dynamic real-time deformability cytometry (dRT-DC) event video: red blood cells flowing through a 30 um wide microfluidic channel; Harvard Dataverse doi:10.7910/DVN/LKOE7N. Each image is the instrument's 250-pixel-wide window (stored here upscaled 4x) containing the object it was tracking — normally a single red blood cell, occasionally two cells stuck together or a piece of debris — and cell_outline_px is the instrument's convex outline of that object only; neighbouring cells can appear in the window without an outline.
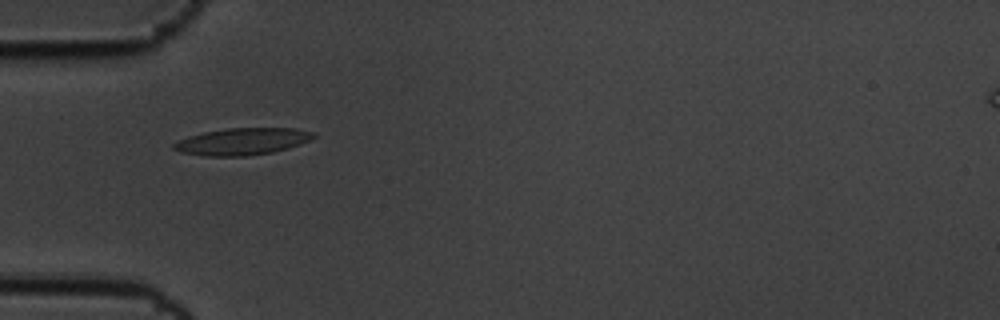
{"species": "common noctule bat (a hibernating species)", "species_latin": "Nyctalus noctula", "temperature_condition": "cold", "stored_images_in_passage": 6, "camera_frame_rate_fps": 3000, "um_per_image_px": 0.085, "animal": {"sex": "male", "body_mass_g": 19.5, "forearm_length_mm": 54.6}, "frame": {"image": 1, "passage_image": 6, "time_ms": 1.667, "image_size_px": [1000, 320], "cell_outline_px": [[316, 136], [300, 144], [288, 148], [272, 152], [244, 156], [204, 156], [180, 152], [172, 148], [172, 144], [188, 136], [204, 132], [228, 128], [296, 128], [316, 132]], "centroid_in_image_um": [20.6, 12.02], "position_along_channel_um": 64.4, "area_um2": 21.91}}